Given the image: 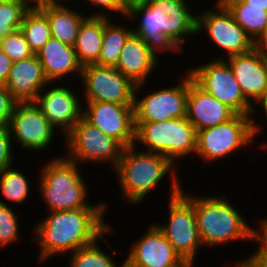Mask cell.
<instances>
[{"instance_id": "obj_1", "label": "cell", "mask_w": 267, "mask_h": 267, "mask_svg": "<svg viewBox=\"0 0 267 267\" xmlns=\"http://www.w3.org/2000/svg\"><path fill=\"white\" fill-rule=\"evenodd\" d=\"M190 5L189 0H146L129 6L125 17L129 22L140 18L132 32L158 58L162 52L183 54L189 35H197V12Z\"/></svg>"}, {"instance_id": "obj_2", "label": "cell", "mask_w": 267, "mask_h": 267, "mask_svg": "<svg viewBox=\"0 0 267 267\" xmlns=\"http://www.w3.org/2000/svg\"><path fill=\"white\" fill-rule=\"evenodd\" d=\"M107 209H77L49 212L34 226L31 241L39 245L42 264L53 256L73 253L99 239L110 227Z\"/></svg>"}, {"instance_id": "obj_3", "label": "cell", "mask_w": 267, "mask_h": 267, "mask_svg": "<svg viewBox=\"0 0 267 267\" xmlns=\"http://www.w3.org/2000/svg\"><path fill=\"white\" fill-rule=\"evenodd\" d=\"M137 149L134 145L124 148L119 164L113 170L126 205L129 203L130 206L139 207L168 175L172 181L170 198L176 196L182 189L179 169L164 155Z\"/></svg>"}, {"instance_id": "obj_4", "label": "cell", "mask_w": 267, "mask_h": 267, "mask_svg": "<svg viewBox=\"0 0 267 267\" xmlns=\"http://www.w3.org/2000/svg\"><path fill=\"white\" fill-rule=\"evenodd\" d=\"M51 158L38 169L37 187L46 211H69L77 209H110L107 202L90 204L89 185L84 180L81 166L64 154ZM86 183V184H85ZM89 202V203H88Z\"/></svg>"}, {"instance_id": "obj_5", "label": "cell", "mask_w": 267, "mask_h": 267, "mask_svg": "<svg viewBox=\"0 0 267 267\" xmlns=\"http://www.w3.org/2000/svg\"><path fill=\"white\" fill-rule=\"evenodd\" d=\"M219 195L221 196L193 195V206L203 248L225 246L226 243L234 244L237 241L252 242L257 231L267 221V217L258 221V228H253L227 196Z\"/></svg>"}, {"instance_id": "obj_6", "label": "cell", "mask_w": 267, "mask_h": 267, "mask_svg": "<svg viewBox=\"0 0 267 267\" xmlns=\"http://www.w3.org/2000/svg\"><path fill=\"white\" fill-rule=\"evenodd\" d=\"M138 143L143 145L141 150L164 155L181 170L178 160L195 156L197 130L186 117L161 122H135L133 145L138 148Z\"/></svg>"}, {"instance_id": "obj_7", "label": "cell", "mask_w": 267, "mask_h": 267, "mask_svg": "<svg viewBox=\"0 0 267 267\" xmlns=\"http://www.w3.org/2000/svg\"><path fill=\"white\" fill-rule=\"evenodd\" d=\"M258 135L250 115L236 114L226 122L197 131L195 157L208 164L221 161L252 145Z\"/></svg>"}, {"instance_id": "obj_8", "label": "cell", "mask_w": 267, "mask_h": 267, "mask_svg": "<svg viewBox=\"0 0 267 267\" xmlns=\"http://www.w3.org/2000/svg\"><path fill=\"white\" fill-rule=\"evenodd\" d=\"M183 190L168 199V222L155 225L163 232L174 250L188 265H195L203 247L193 206V193Z\"/></svg>"}, {"instance_id": "obj_9", "label": "cell", "mask_w": 267, "mask_h": 267, "mask_svg": "<svg viewBox=\"0 0 267 267\" xmlns=\"http://www.w3.org/2000/svg\"><path fill=\"white\" fill-rule=\"evenodd\" d=\"M63 145L64 156L79 165L108 163L112 170L118 166L124 150L116 139L104 134L84 117L63 138Z\"/></svg>"}, {"instance_id": "obj_10", "label": "cell", "mask_w": 267, "mask_h": 267, "mask_svg": "<svg viewBox=\"0 0 267 267\" xmlns=\"http://www.w3.org/2000/svg\"><path fill=\"white\" fill-rule=\"evenodd\" d=\"M214 9H205L197 12L196 34L204 33L210 42L217 46L223 56L216 59H226L233 55L249 52L254 48V42L234 20L227 7L216 0Z\"/></svg>"}, {"instance_id": "obj_11", "label": "cell", "mask_w": 267, "mask_h": 267, "mask_svg": "<svg viewBox=\"0 0 267 267\" xmlns=\"http://www.w3.org/2000/svg\"><path fill=\"white\" fill-rule=\"evenodd\" d=\"M193 82L205 93L230 107L236 114L251 115L252 104L244 97L240 84L225 59L186 68Z\"/></svg>"}, {"instance_id": "obj_12", "label": "cell", "mask_w": 267, "mask_h": 267, "mask_svg": "<svg viewBox=\"0 0 267 267\" xmlns=\"http://www.w3.org/2000/svg\"><path fill=\"white\" fill-rule=\"evenodd\" d=\"M180 75L176 85L162 87L157 90L143 91L145 84L136 85L134 98L135 122H161L173 118L186 117L188 99V72ZM179 83V84H178ZM141 95V97H140Z\"/></svg>"}, {"instance_id": "obj_13", "label": "cell", "mask_w": 267, "mask_h": 267, "mask_svg": "<svg viewBox=\"0 0 267 267\" xmlns=\"http://www.w3.org/2000/svg\"><path fill=\"white\" fill-rule=\"evenodd\" d=\"M79 80L84 102L134 104L136 85L116 67L85 65Z\"/></svg>"}, {"instance_id": "obj_14", "label": "cell", "mask_w": 267, "mask_h": 267, "mask_svg": "<svg viewBox=\"0 0 267 267\" xmlns=\"http://www.w3.org/2000/svg\"><path fill=\"white\" fill-rule=\"evenodd\" d=\"M7 127L14 145L39 153L51 147L58 131L34 102L16 103Z\"/></svg>"}, {"instance_id": "obj_15", "label": "cell", "mask_w": 267, "mask_h": 267, "mask_svg": "<svg viewBox=\"0 0 267 267\" xmlns=\"http://www.w3.org/2000/svg\"><path fill=\"white\" fill-rule=\"evenodd\" d=\"M74 89L65 83L63 85L49 83L40 91L34 102L45 114L49 123L64 137L83 117V100Z\"/></svg>"}, {"instance_id": "obj_16", "label": "cell", "mask_w": 267, "mask_h": 267, "mask_svg": "<svg viewBox=\"0 0 267 267\" xmlns=\"http://www.w3.org/2000/svg\"><path fill=\"white\" fill-rule=\"evenodd\" d=\"M83 117L124 148L135 140L134 104L83 102Z\"/></svg>"}, {"instance_id": "obj_17", "label": "cell", "mask_w": 267, "mask_h": 267, "mask_svg": "<svg viewBox=\"0 0 267 267\" xmlns=\"http://www.w3.org/2000/svg\"><path fill=\"white\" fill-rule=\"evenodd\" d=\"M141 238L131 245L123 260L124 267H187L163 232L150 224Z\"/></svg>"}, {"instance_id": "obj_18", "label": "cell", "mask_w": 267, "mask_h": 267, "mask_svg": "<svg viewBox=\"0 0 267 267\" xmlns=\"http://www.w3.org/2000/svg\"><path fill=\"white\" fill-rule=\"evenodd\" d=\"M225 60L240 84L244 97L254 106L267 85V58L253 48Z\"/></svg>"}, {"instance_id": "obj_19", "label": "cell", "mask_w": 267, "mask_h": 267, "mask_svg": "<svg viewBox=\"0 0 267 267\" xmlns=\"http://www.w3.org/2000/svg\"><path fill=\"white\" fill-rule=\"evenodd\" d=\"M49 84L36 55L12 62L5 87L17 103L35 102L40 91Z\"/></svg>"}, {"instance_id": "obj_20", "label": "cell", "mask_w": 267, "mask_h": 267, "mask_svg": "<svg viewBox=\"0 0 267 267\" xmlns=\"http://www.w3.org/2000/svg\"><path fill=\"white\" fill-rule=\"evenodd\" d=\"M235 115L236 113L230 107L199 88L188 73L186 118L197 131L219 125Z\"/></svg>"}, {"instance_id": "obj_21", "label": "cell", "mask_w": 267, "mask_h": 267, "mask_svg": "<svg viewBox=\"0 0 267 267\" xmlns=\"http://www.w3.org/2000/svg\"><path fill=\"white\" fill-rule=\"evenodd\" d=\"M159 58L137 35L131 34L126 40L116 68L135 85L146 84L149 75L158 71Z\"/></svg>"}, {"instance_id": "obj_22", "label": "cell", "mask_w": 267, "mask_h": 267, "mask_svg": "<svg viewBox=\"0 0 267 267\" xmlns=\"http://www.w3.org/2000/svg\"><path fill=\"white\" fill-rule=\"evenodd\" d=\"M36 56L49 83H64L66 79L63 78L69 75L72 77V73L80 79L83 66L79 63L73 46L51 37Z\"/></svg>"}, {"instance_id": "obj_23", "label": "cell", "mask_w": 267, "mask_h": 267, "mask_svg": "<svg viewBox=\"0 0 267 267\" xmlns=\"http://www.w3.org/2000/svg\"><path fill=\"white\" fill-rule=\"evenodd\" d=\"M66 3L40 7L47 15L51 36L70 46H74L81 24L89 17L84 11L71 9Z\"/></svg>"}, {"instance_id": "obj_24", "label": "cell", "mask_w": 267, "mask_h": 267, "mask_svg": "<svg viewBox=\"0 0 267 267\" xmlns=\"http://www.w3.org/2000/svg\"><path fill=\"white\" fill-rule=\"evenodd\" d=\"M108 17H88L79 29L74 44L77 59L82 66L95 64L100 56L104 25Z\"/></svg>"}, {"instance_id": "obj_25", "label": "cell", "mask_w": 267, "mask_h": 267, "mask_svg": "<svg viewBox=\"0 0 267 267\" xmlns=\"http://www.w3.org/2000/svg\"><path fill=\"white\" fill-rule=\"evenodd\" d=\"M230 11L234 20L255 42L267 27L266 7L249 6L243 0H220Z\"/></svg>"}, {"instance_id": "obj_26", "label": "cell", "mask_w": 267, "mask_h": 267, "mask_svg": "<svg viewBox=\"0 0 267 267\" xmlns=\"http://www.w3.org/2000/svg\"><path fill=\"white\" fill-rule=\"evenodd\" d=\"M113 230L114 226L111 225V227L95 242L70 253L69 267H124V263L121 262L120 265L114 260V256L117 255V249L112 247V254L108 255V251L106 253L105 250L101 249V246L98 245L101 239L109 245L110 243L109 240L106 239V235H111Z\"/></svg>"}, {"instance_id": "obj_27", "label": "cell", "mask_w": 267, "mask_h": 267, "mask_svg": "<svg viewBox=\"0 0 267 267\" xmlns=\"http://www.w3.org/2000/svg\"><path fill=\"white\" fill-rule=\"evenodd\" d=\"M115 23L112 18L104 25L103 41L100 56L95 63L101 66L116 67L120 57L121 50L128 39L133 33L132 25L127 28L121 23Z\"/></svg>"}, {"instance_id": "obj_28", "label": "cell", "mask_w": 267, "mask_h": 267, "mask_svg": "<svg viewBox=\"0 0 267 267\" xmlns=\"http://www.w3.org/2000/svg\"><path fill=\"white\" fill-rule=\"evenodd\" d=\"M20 30L34 55L52 37L47 15L40 8H30L25 13Z\"/></svg>"}, {"instance_id": "obj_29", "label": "cell", "mask_w": 267, "mask_h": 267, "mask_svg": "<svg viewBox=\"0 0 267 267\" xmlns=\"http://www.w3.org/2000/svg\"><path fill=\"white\" fill-rule=\"evenodd\" d=\"M15 167L17 165L14 164L0 172V194L5 198H0V203L6 205L9 202L20 205L29 200L30 187H32L30 180L22 170H17Z\"/></svg>"}, {"instance_id": "obj_30", "label": "cell", "mask_w": 267, "mask_h": 267, "mask_svg": "<svg viewBox=\"0 0 267 267\" xmlns=\"http://www.w3.org/2000/svg\"><path fill=\"white\" fill-rule=\"evenodd\" d=\"M30 7L23 0L0 1V37L20 29L25 13Z\"/></svg>"}, {"instance_id": "obj_31", "label": "cell", "mask_w": 267, "mask_h": 267, "mask_svg": "<svg viewBox=\"0 0 267 267\" xmlns=\"http://www.w3.org/2000/svg\"><path fill=\"white\" fill-rule=\"evenodd\" d=\"M8 204L0 203V248L21 240L18 213Z\"/></svg>"}, {"instance_id": "obj_32", "label": "cell", "mask_w": 267, "mask_h": 267, "mask_svg": "<svg viewBox=\"0 0 267 267\" xmlns=\"http://www.w3.org/2000/svg\"><path fill=\"white\" fill-rule=\"evenodd\" d=\"M1 50L12 62L20 61L34 55L20 29L2 38Z\"/></svg>"}, {"instance_id": "obj_33", "label": "cell", "mask_w": 267, "mask_h": 267, "mask_svg": "<svg viewBox=\"0 0 267 267\" xmlns=\"http://www.w3.org/2000/svg\"><path fill=\"white\" fill-rule=\"evenodd\" d=\"M253 242L259 245L256 252L247 258H241L233 267H267V221L257 231Z\"/></svg>"}, {"instance_id": "obj_34", "label": "cell", "mask_w": 267, "mask_h": 267, "mask_svg": "<svg viewBox=\"0 0 267 267\" xmlns=\"http://www.w3.org/2000/svg\"><path fill=\"white\" fill-rule=\"evenodd\" d=\"M85 2H87L88 5H91V8H94V11L96 10L95 7L98 9L96 12L93 11L91 13L89 9V13H87L90 14L88 15L89 17L113 18V14L116 13V16L119 14L122 18L123 16L125 18L127 13V7L124 5L122 0H85Z\"/></svg>"}, {"instance_id": "obj_35", "label": "cell", "mask_w": 267, "mask_h": 267, "mask_svg": "<svg viewBox=\"0 0 267 267\" xmlns=\"http://www.w3.org/2000/svg\"><path fill=\"white\" fill-rule=\"evenodd\" d=\"M14 143L7 126H0V172L15 164Z\"/></svg>"}, {"instance_id": "obj_36", "label": "cell", "mask_w": 267, "mask_h": 267, "mask_svg": "<svg viewBox=\"0 0 267 267\" xmlns=\"http://www.w3.org/2000/svg\"><path fill=\"white\" fill-rule=\"evenodd\" d=\"M17 102L4 85H0V126H7Z\"/></svg>"}, {"instance_id": "obj_37", "label": "cell", "mask_w": 267, "mask_h": 267, "mask_svg": "<svg viewBox=\"0 0 267 267\" xmlns=\"http://www.w3.org/2000/svg\"><path fill=\"white\" fill-rule=\"evenodd\" d=\"M257 104V105H256ZM254 105H256V106H252V112H251V117H252V121H253V124H254V127H255V129L257 130V132L260 134L261 133V131H263L262 129H264L263 128V126H265L264 124L262 125V123L261 124H259V121H257V120H255V114H256V112H257V109L259 110V111H261V112H263V114L266 116H264V118L266 119L265 120V122L267 121V85H266V87H265V89H264V91H263V93H262V95H261V97L256 101V103L254 104ZM260 106V107H259ZM256 107H259V108H261V110L259 109V108H256ZM254 114V115H253ZM254 117V118H253ZM267 123V122H266ZM262 125V126H261ZM262 143V144H261ZM259 145H258V147H260V149H261V151L263 150H265V151H267V142H265V141H263V142H261Z\"/></svg>"}, {"instance_id": "obj_38", "label": "cell", "mask_w": 267, "mask_h": 267, "mask_svg": "<svg viewBox=\"0 0 267 267\" xmlns=\"http://www.w3.org/2000/svg\"><path fill=\"white\" fill-rule=\"evenodd\" d=\"M11 65V59L2 50H0V85H5Z\"/></svg>"}, {"instance_id": "obj_39", "label": "cell", "mask_w": 267, "mask_h": 267, "mask_svg": "<svg viewBox=\"0 0 267 267\" xmlns=\"http://www.w3.org/2000/svg\"><path fill=\"white\" fill-rule=\"evenodd\" d=\"M254 48L265 58H267V27L254 42Z\"/></svg>"}, {"instance_id": "obj_40", "label": "cell", "mask_w": 267, "mask_h": 267, "mask_svg": "<svg viewBox=\"0 0 267 267\" xmlns=\"http://www.w3.org/2000/svg\"><path fill=\"white\" fill-rule=\"evenodd\" d=\"M30 8H40L45 5L58 4L57 0H23Z\"/></svg>"}, {"instance_id": "obj_41", "label": "cell", "mask_w": 267, "mask_h": 267, "mask_svg": "<svg viewBox=\"0 0 267 267\" xmlns=\"http://www.w3.org/2000/svg\"><path fill=\"white\" fill-rule=\"evenodd\" d=\"M243 1L249 3V6L266 7L267 10V0H243Z\"/></svg>"}, {"instance_id": "obj_42", "label": "cell", "mask_w": 267, "mask_h": 267, "mask_svg": "<svg viewBox=\"0 0 267 267\" xmlns=\"http://www.w3.org/2000/svg\"><path fill=\"white\" fill-rule=\"evenodd\" d=\"M146 0H122L124 5L128 8L129 6L135 4V3H142L145 2Z\"/></svg>"}, {"instance_id": "obj_43", "label": "cell", "mask_w": 267, "mask_h": 267, "mask_svg": "<svg viewBox=\"0 0 267 267\" xmlns=\"http://www.w3.org/2000/svg\"><path fill=\"white\" fill-rule=\"evenodd\" d=\"M59 3H62V1H63V3H65V1L67 2V0H57Z\"/></svg>"}, {"instance_id": "obj_44", "label": "cell", "mask_w": 267, "mask_h": 267, "mask_svg": "<svg viewBox=\"0 0 267 267\" xmlns=\"http://www.w3.org/2000/svg\"><path fill=\"white\" fill-rule=\"evenodd\" d=\"M1 42H2V38L0 37V50H1Z\"/></svg>"}]
</instances>
